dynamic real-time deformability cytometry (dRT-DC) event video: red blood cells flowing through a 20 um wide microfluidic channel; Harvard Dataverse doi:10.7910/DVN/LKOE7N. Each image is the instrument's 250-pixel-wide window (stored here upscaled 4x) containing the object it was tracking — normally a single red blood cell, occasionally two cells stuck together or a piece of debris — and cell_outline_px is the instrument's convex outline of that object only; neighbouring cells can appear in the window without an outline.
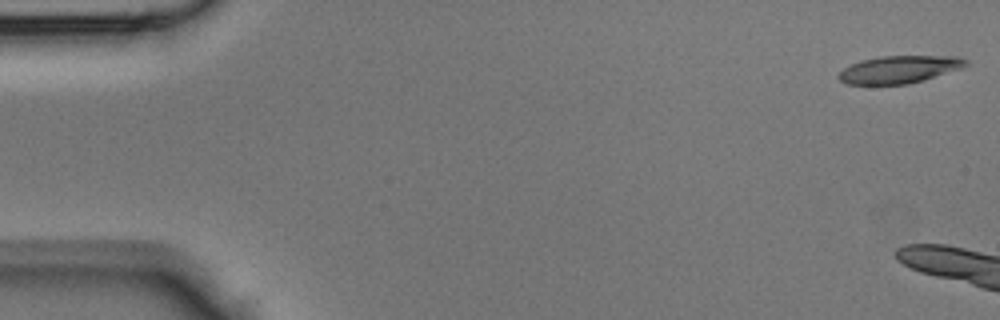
{"species": "Egyptian fruit bat (a non-hibernating species)", "species_latin": "Rousettus aegyptiacus", "temperature_condition": "room temperature", "stored_images_in_passage": 5, "camera_frame_rate_fps": 3000, "um_per_image_px": 0.085, "animal": {"sex": "male"}, "frame": {"image": 1, "passage_image": 1, "time_ms": 0.0, "image_size_px": [1000, 320], "cell_outline_px": [[968, 64], [960, 68], [924, 80], [908, 84], [848, 84], [840, 80], [836, 76], [844, 68], [860, 60], [880, 56], [960, 56], [968, 60]], "centroid_in_image_um": [76.44, 5.89], "position_along_channel_um": 8.6, "area_um2": 20.29}}